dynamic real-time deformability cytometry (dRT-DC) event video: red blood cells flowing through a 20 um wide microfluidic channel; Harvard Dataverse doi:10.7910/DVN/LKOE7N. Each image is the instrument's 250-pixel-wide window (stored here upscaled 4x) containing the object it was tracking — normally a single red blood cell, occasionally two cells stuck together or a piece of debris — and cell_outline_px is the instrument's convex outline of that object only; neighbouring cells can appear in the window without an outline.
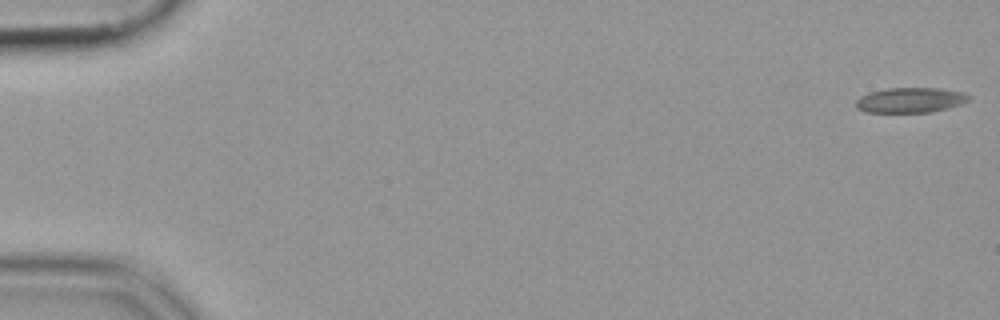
{"species": "common noctule bat (a hibernating species)", "species_latin": "Nyctalus noctula", "temperature_condition": "cold", "stored_images_in_passage": 9, "camera_frame_rate_fps": 3000, "um_per_image_px": 0.085, "animal": {"sex": "female", "body_mass_g": 19.9}, "frame": {"image": 1, "passage_image": 1, "time_ms": 0.0, "image_size_px": [1000, 320], "cell_outline_px": [[972, 96], [968, 100], [960, 104], [948, 108], [932, 112], [864, 112], [856, 108], [856, 100], [860, 96], [868, 92], [888, 88], [940, 88], [964, 92]], "centroid_in_image_um": [77.38, 8.5], "position_along_channel_um": 7.6, "area_um2": 16.65}}